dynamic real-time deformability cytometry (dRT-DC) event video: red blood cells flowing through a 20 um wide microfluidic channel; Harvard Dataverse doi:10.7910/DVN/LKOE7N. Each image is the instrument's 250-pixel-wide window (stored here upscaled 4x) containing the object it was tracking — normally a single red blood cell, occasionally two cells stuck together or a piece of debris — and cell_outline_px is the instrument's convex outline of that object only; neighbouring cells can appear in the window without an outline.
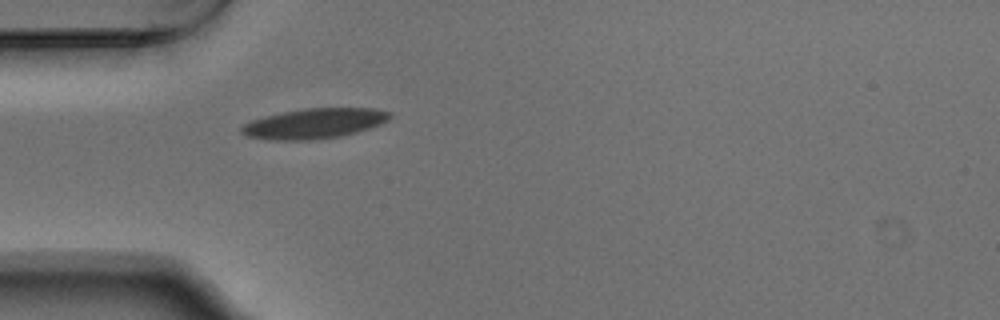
{"species": "Egyptian fruit bat (a non-hibernating species)", "species_latin": "Rousettus aegyptiacus", "temperature_condition": "warm", "stored_images_in_passage": 36, "camera_frame_rate_fps": 3000, "um_per_image_px": 0.085, "animal": {"sex": "male"}, "frame": {"image": 1, "passage_image": 1, "time_ms": 0.0, "image_size_px": [1000, 320], "cell_outline_px": [[392, 116], [388, 120], [380, 124], [356, 132], [340, 136], [308, 140], [264, 140], [244, 136], [240, 132], [240, 128], [244, 124], [252, 120], [264, 116], [304, 108], [376, 108], [392, 112]], "centroid_in_image_um": [26.69, 10.5], "position_along_channel_um": 58.3, "area_um2": 26.18}}
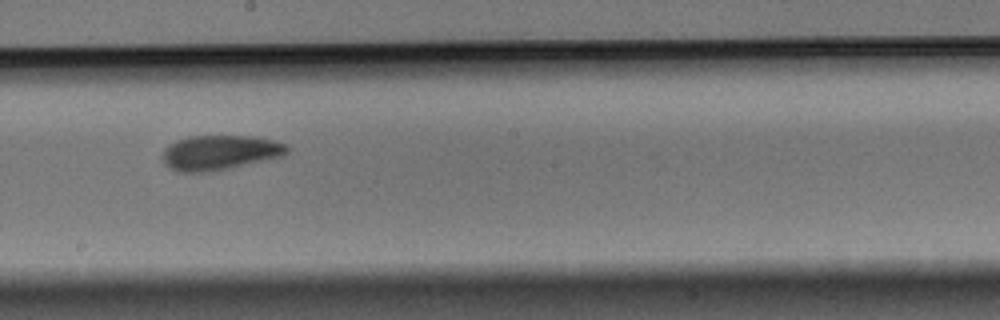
{"frame": {"image": 2, "passage_image": 15, "time_ms": 4.667, "image_size_px": [1000, 320], "cell_outline_px": [[288, 152], [284, 156], [212, 172], [176, 172], [164, 164], [164, 148], [168, 144], [176, 140], [188, 136], [256, 136], [288, 144]], "centroid_in_image_um": [18.69, 12.97], "position_along_channel_um": 229.5, "area_um2": 25.49}}
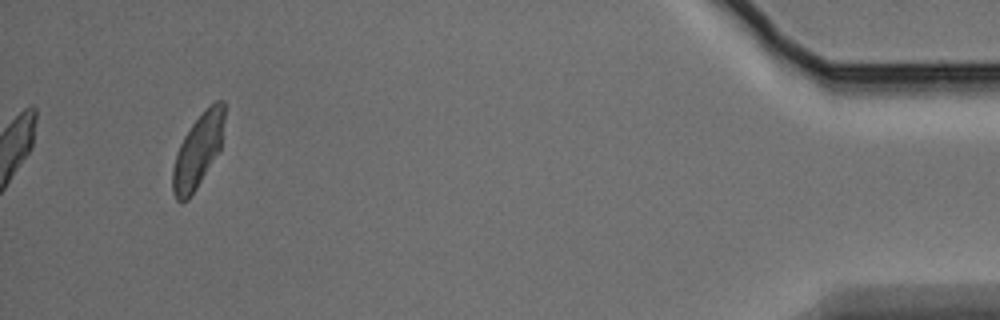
{"frame": {"image": 3, "passage_image": 36, "time_ms": 11.667, "image_size_px": [1000, 320], "cell_outline_px": [[224, 120], [220, 152], [188, 200], [176, 200], [172, 192], [172, 168], [176, 152], [184, 136], [192, 124], [216, 100], [224, 100]], "centroid_in_image_um": [16.82, 12.85], "position_along_channel_um": 418.4, "area_um2": 21.96}, "authors_computed_cell_mechanics": {"area_um2": 24.5939, "velocity_mm_per_s": 3.7301, "shape_relaxation_time_tau1_ms": 3.0198, "shape_relaxation_time_tau2_ms": 2.3535, "deformation_change_tau1": 0.1126, "deformation_change_tau2": 0.0777}}